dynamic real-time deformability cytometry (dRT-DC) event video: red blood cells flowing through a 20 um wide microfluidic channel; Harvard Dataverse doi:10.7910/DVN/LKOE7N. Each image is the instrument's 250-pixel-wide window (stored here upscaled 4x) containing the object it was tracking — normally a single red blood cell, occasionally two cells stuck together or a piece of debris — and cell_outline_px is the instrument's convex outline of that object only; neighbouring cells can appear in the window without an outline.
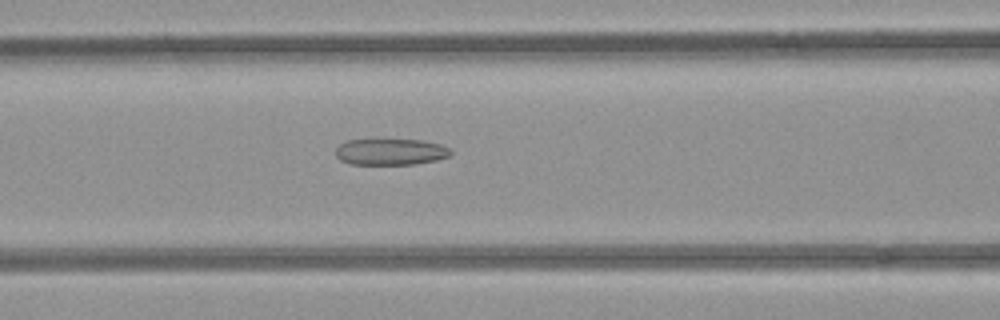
{"species": "common noctule bat (a hibernating species)", "species_latin": "Nyctalus noctula", "temperature_condition": "room temperature", "stored_images_in_passage": 37, "camera_frame_rate_fps": 3000, "um_per_image_px": 0.085, "animal": {"sex": "female", "body_mass_g": 21.9}, "frame": {"image": 1, "passage_image": 13, "time_ms": 4.0, "image_size_px": [1000, 320], "cell_outline_px": [[452, 156], [436, 160], [412, 164], [348, 164], [340, 160], [336, 156], [336, 148], [340, 144], [348, 140], [424, 140], [440, 144], [448, 148], [452, 152]], "centroid_in_image_um": [33.21, 12.91], "position_along_channel_um": 133.4, "area_um2": 17.63}}
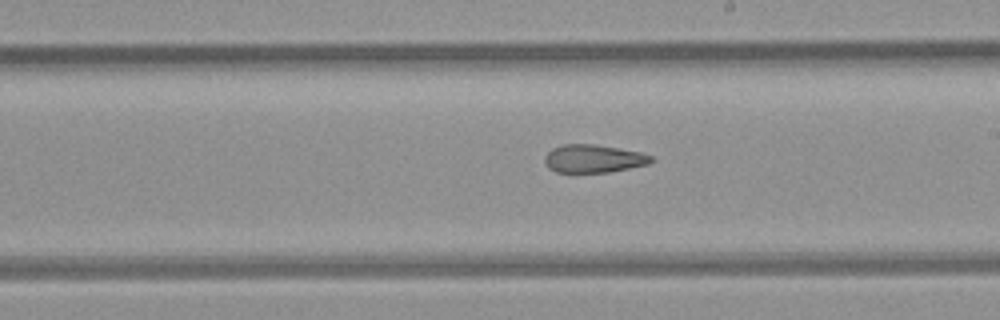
{"frame": {"image": 2, "passage_image": 21, "time_ms": 6.667, "image_size_px": [1000, 320], "cell_outline_px": [[652, 160], [648, 164], [608, 172], [556, 172], [548, 168], [544, 160], [544, 156], [552, 148], [564, 144], [596, 144], [640, 152], [652, 156]], "centroid_in_image_um": [50.41, 13.48], "position_along_channel_um": 238.6, "area_um2": 17.28}}
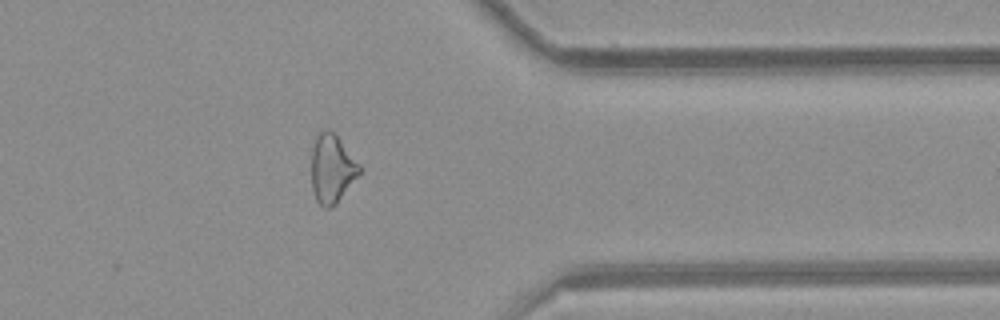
{"frame": {"image": 3, "passage_image": 33, "time_ms": 10.667, "image_size_px": [1000, 320], "cell_outline_px": [[360, 172], [336, 204], [328, 208], [324, 208], [316, 200], [312, 188], [312, 148], [316, 136], [320, 128], [328, 128], [336, 136], [360, 164]], "centroid_in_image_um": [28.19, 14.32], "position_along_channel_um": 383.2, "area_um2": 18.96}, "authors_computed_cell_mechanics": {"area_um2": 18.5538, "velocity_mm_per_s": 3.9374, "shape_relaxation_time_tau1_ms": null, "shape_relaxation_time_tau2_ms": 4.37, "deformation_change_tau1": null, "deformation_change_tau2": 0.1434}}